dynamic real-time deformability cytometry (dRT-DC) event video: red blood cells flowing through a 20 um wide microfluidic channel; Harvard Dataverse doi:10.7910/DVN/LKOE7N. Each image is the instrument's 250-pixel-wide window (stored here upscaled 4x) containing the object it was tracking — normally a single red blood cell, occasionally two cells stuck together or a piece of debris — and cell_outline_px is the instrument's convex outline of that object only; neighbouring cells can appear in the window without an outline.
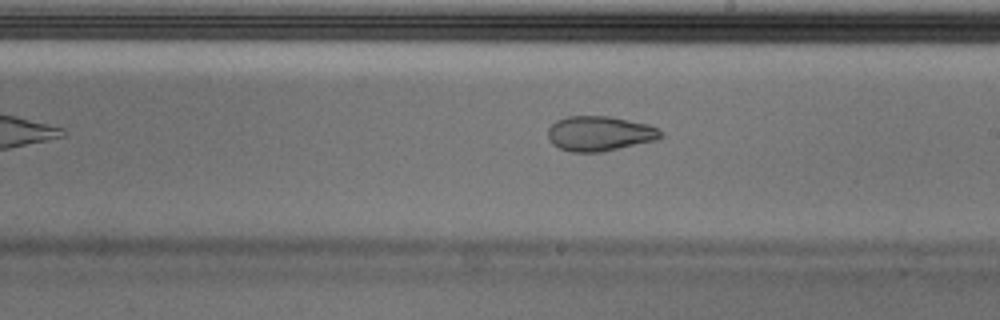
{"species": "Egyptian fruit bat (a non-hibernating species)", "species_latin": "Rousettus aegyptiacus", "temperature_condition": "cold", "stored_images_in_passage": 36, "camera_frame_rate_fps": 3000, "um_per_image_px": 0.085, "animal": {"sex": "male"}, "frame": {"image": 1, "passage_image": 16, "time_ms": 5.0, "image_size_px": [1000, 320], "cell_outline_px": [[664, 136], [656, 140], [600, 152], [572, 152], [560, 148], [552, 144], [548, 140], [548, 128], [556, 120], [568, 116], [612, 116], [648, 124], [660, 128], [664, 132]], "centroid_in_image_um": [50.99, 11.34], "position_along_channel_um": 238.0, "area_um2": 23.18}}